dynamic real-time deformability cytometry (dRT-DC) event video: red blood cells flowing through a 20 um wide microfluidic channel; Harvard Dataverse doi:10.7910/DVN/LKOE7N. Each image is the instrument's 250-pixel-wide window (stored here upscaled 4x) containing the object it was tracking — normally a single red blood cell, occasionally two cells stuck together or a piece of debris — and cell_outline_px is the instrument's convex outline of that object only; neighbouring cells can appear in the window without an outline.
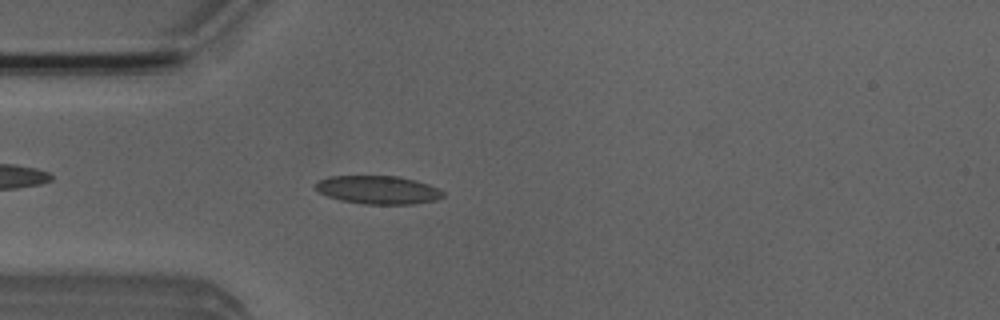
{"species": "Egyptian fruit bat (a non-hibernating species)", "species_latin": "Rousettus aegyptiacus", "temperature_condition": "room temperature", "stored_images_in_passage": 3, "camera_frame_rate_fps": 3000, "um_per_image_px": 0.085, "animal": {"sex": "male"}, "frame": {"image": 1, "passage_image": 3, "time_ms": 3.333, "image_size_px": [1000, 320], "cell_outline_px": [[444, 196], [436, 200], [412, 204], [364, 204], [340, 200], [328, 196], [312, 188], [312, 184], [328, 176], [400, 176], [416, 180], [428, 184], [444, 192]], "centroid_in_image_um": [32.1, 16.13], "position_along_channel_um": 52.9, "area_um2": 21.15}}